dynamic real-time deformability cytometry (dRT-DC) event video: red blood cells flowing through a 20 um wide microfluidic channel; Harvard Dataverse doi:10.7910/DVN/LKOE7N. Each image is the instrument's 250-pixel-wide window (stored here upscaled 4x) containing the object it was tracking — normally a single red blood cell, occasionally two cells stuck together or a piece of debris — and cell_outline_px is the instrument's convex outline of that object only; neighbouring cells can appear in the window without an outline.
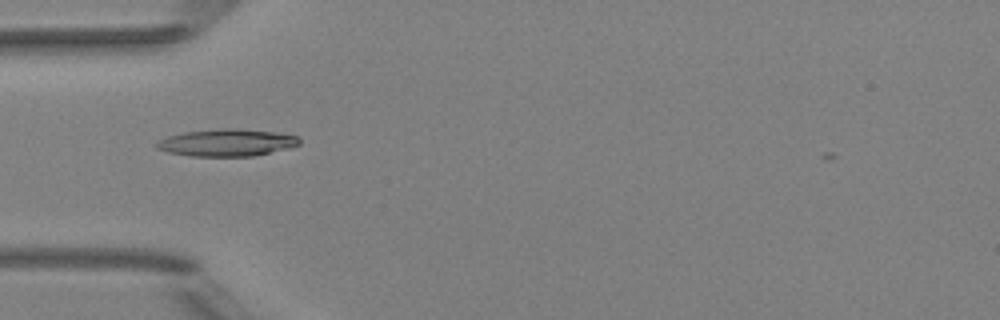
{"species": "Egyptian fruit bat (a non-hibernating species)", "species_latin": "Rousettus aegyptiacus", "temperature_condition": "room temperature", "stored_images_in_passage": 41, "camera_frame_rate_fps": 3000, "um_per_image_px": 0.085, "animal": {"sex": "female"}, "frame": {"image": 1, "passage_image": 6, "time_ms": 1.667, "image_size_px": [1000, 320], "cell_outline_px": [[300, 144], [288, 148], [252, 156], [192, 156], [168, 152], [156, 148], [156, 144], [160, 140], [168, 136], [184, 132], [220, 128], [236, 128], [276, 132], [300, 136]], "centroid_in_image_um": [19.31, 12.11], "position_along_channel_um": 65.7, "area_um2": 22.54}}
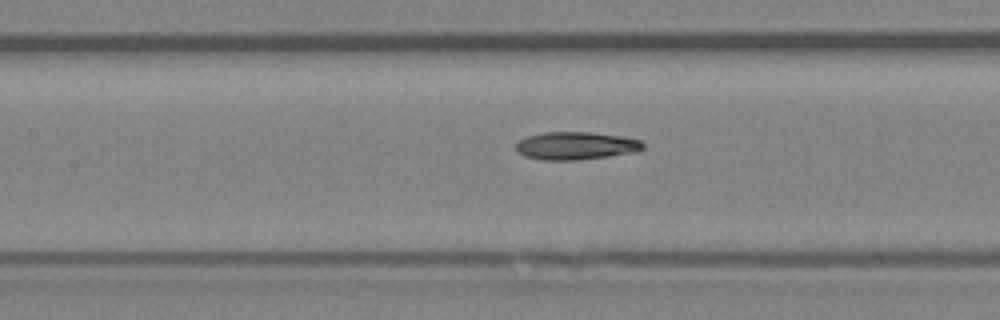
{"frame": {"image": 2, "passage_image": 13, "time_ms": 4.0, "image_size_px": [1000, 320], "cell_outline_px": [[644, 148], [636, 152], [608, 156], [576, 160], [544, 160], [524, 156], [516, 148], [516, 144], [524, 136], [544, 132], [592, 132], [624, 136], [640, 140], [644, 144]], "centroid_in_image_um": [48.97, 12.38], "position_along_channel_um": 158.4, "area_um2": 20.69}}
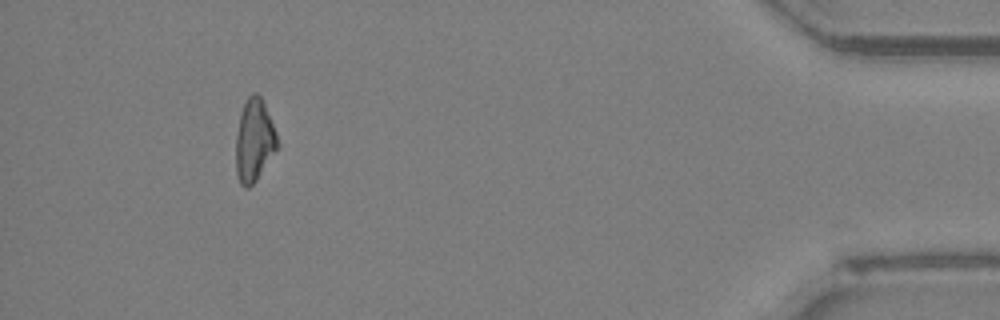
{"frame": {"image": 3, "passage_image": 37, "time_ms": 12.0, "image_size_px": [1000, 320], "cell_outline_px": [[280, 148], [256, 180], [248, 188], [244, 188], [240, 184], [236, 172], [236, 132], [240, 112], [248, 96], [252, 92], [256, 92], [260, 96], [264, 104], [276, 132], [280, 144]], "centroid_in_image_um": [21.62, 11.96], "position_along_channel_um": 413.6, "area_um2": 20.29}, "authors_computed_cell_mechanics": {"area_um2": 20.5768, "velocity_mm_per_s": 4.0115, "shape_relaxation_time_tau1_ms": 5.9613, "shape_relaxation_time_tau2_ms": 4.0182, "deformation_change_tau1": 0.1752, "deformation_change_tau2": 0.1375}}